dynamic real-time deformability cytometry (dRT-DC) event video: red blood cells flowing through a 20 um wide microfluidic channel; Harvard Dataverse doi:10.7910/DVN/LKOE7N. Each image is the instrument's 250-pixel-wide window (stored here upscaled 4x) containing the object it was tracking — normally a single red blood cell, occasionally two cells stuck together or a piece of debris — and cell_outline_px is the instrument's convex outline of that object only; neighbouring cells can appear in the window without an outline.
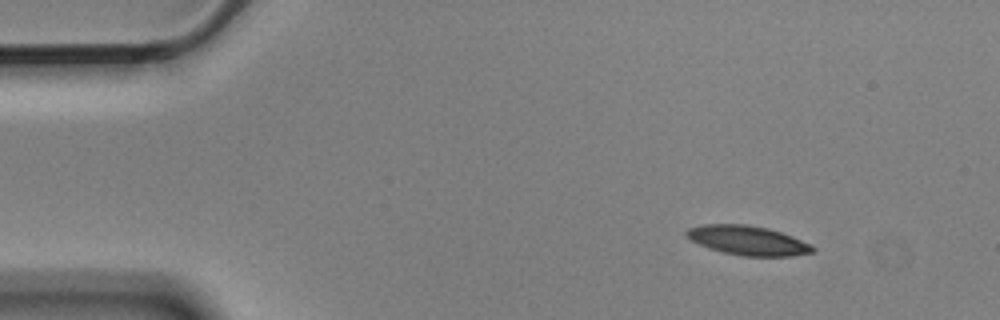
{"species": "Egyptian fruit bat (a non-hibernating species)", "species_latin": "Rousettus aegyptiacus", "temperature_condition": "cold", "stored_images_in_passage": 11, "camera_frame_rate_fps": 3000, "um_per_image_px": 0.085, "animal": {"sex": "male"}, "frame": {"image": 1, "passage_image": 1, "time_ms": 0.0, "image_size_px": [1000, 320], "cell_outline_px": [[816, 248], [812, 252], [792, 256], [740, 256], [708, 248], [684, 236], [684, 232], [688, 228], [704, 224], [748, 224], [768, 228], [792, 236], [812, 244]], "centroid_in_image_um": [63.56, 20.43], "position_along_channel_um": 21.4, "area_um2": 21.68}}
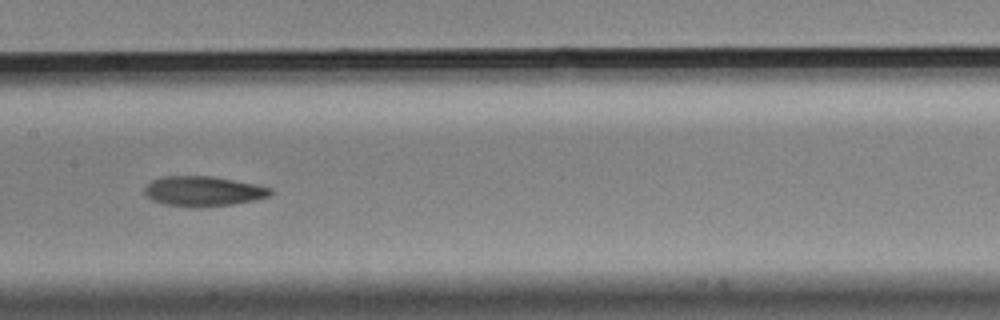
{"frame": {"image": 2, "passage_image": 6, "time_ms": 1.667, "image_size_px": [1000, 320], "cell_outline_px": [[272, 192], [268, 196], [256, 200], [232, 204], [200, 208], [192, 208], [164, 204], [152, 200], [144, 192], [144, 188], [152, 180], [160, 176], [212, 176], [256, 184], [272, 188]], "centroid_in_image_um": [17.26, 16.26], "position_along_channel_um": 190.1, "area_um2": 22.2}}
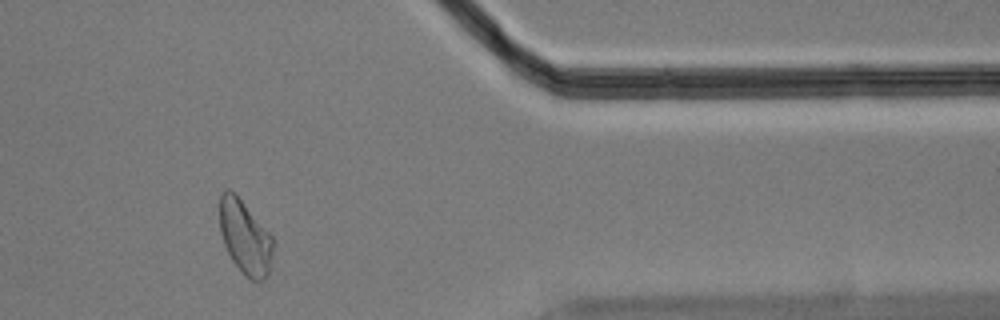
{"frame": {"image": 3, "passage_image": 11, "time_ms": 3.333, "image_size_px": [1000, 320], "cell_outline_px": [[272, 252], [268, 276], [264, 280], [252, 280], [244, 276], [232, 260], [224, 244], [220, 232], [220, 196], [228, 188], [236, 192], [272, 236]], "centroid_in_image_um": [20.82, 20.15], "position_along_channel_um": 390.6, "area_um2": 22.95}}